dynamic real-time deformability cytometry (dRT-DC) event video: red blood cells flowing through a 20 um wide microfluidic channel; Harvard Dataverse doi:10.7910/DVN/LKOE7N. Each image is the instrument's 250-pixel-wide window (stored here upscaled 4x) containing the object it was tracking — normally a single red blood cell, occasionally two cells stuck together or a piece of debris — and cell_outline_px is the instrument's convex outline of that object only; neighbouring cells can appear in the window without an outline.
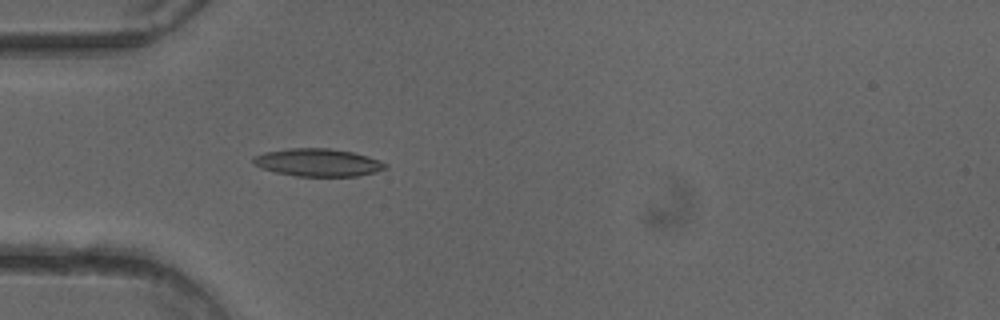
{"species": "common noctule bat (a hibernating species)", "species_latin": "Nyctalus noctula", "temperature_condition": "cold", "stored_images_in_passage": 16, "camera_frame_rate_fps": 3000, "um_per_image_px": 0.085, "animal": {"sex": "female"}, "frame": {"image": 1, "passage_image": 1, "time_ms": 0.0, "image_size_px": [1000, 320], "cell_outline_px": [[388, 168], [376, 172], [356, 176], [296, 176], [276, 172], [260, 168], [252, 164], [252, 156], [264, 152], [288, 148], [328, 148], [352, 152], [368, 156], [380, 160], [388, 164]], "centroid_in_image_um": [27.01, 13.81], "position_along_channel_um": 58.0, "area_um2": 21.56}}
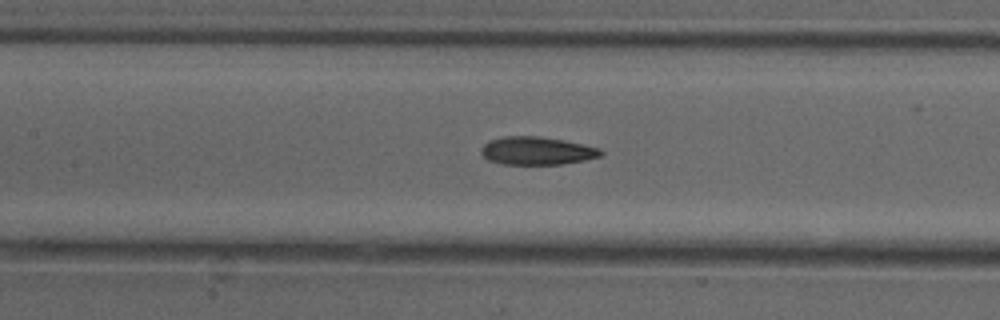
{"frame": {"image": 2, "passage_image": 9, "time_ms": 2.667, "image_size_px": [1000, 320], "cell_outline_px": [[604, 152], [600, 156], [584, 160], [560, 164], [504, 164], [488, 160], [480, 152], [480, 148], [488, 140], [504, 136], [536, 136], [564, 140], [600, 148]], "centroid_in_image_um": [45.6, 12.81], "position_along_channel_um": 161.8, "area_um2": 19.48}}
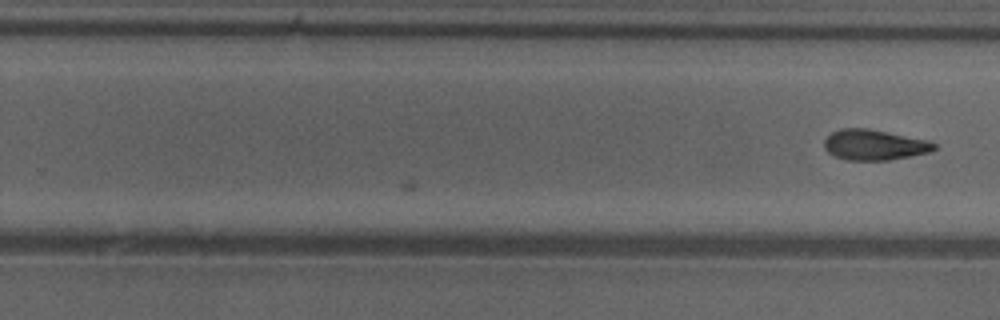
{"frame": {"image": 3, "passage_image": 16, "time_ms": 5.0, "image_size_px": [1000, 320], "cell_outline_px": [[936, 148], [928, 152], [888, 160], [848, 160], [836, 156], [828, 152], [824, 148], [824, 140], [832, 132], [840, 128], [868, 128], [928, 140], [936, 144]], "centroid_in_image_um": [74.29, 12.3], "position_along_channel_um": 255.5, "area_um2": 19.36}}